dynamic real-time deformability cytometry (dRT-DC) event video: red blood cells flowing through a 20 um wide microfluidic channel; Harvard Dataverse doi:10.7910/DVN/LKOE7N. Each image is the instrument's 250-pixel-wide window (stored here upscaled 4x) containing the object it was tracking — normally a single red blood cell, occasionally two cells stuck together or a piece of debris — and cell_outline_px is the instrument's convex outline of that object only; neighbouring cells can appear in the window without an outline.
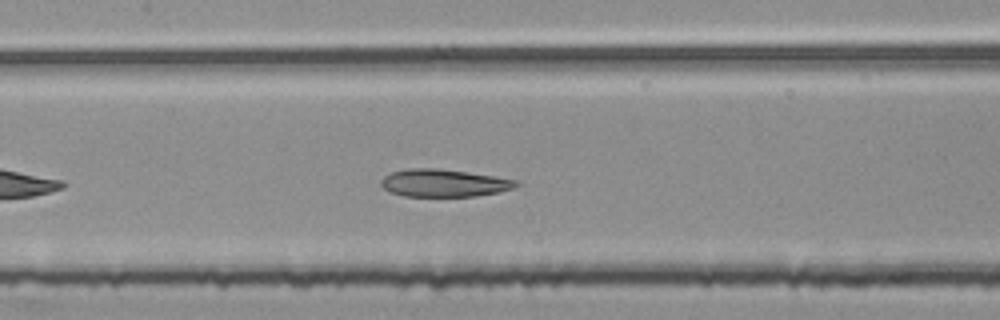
{"species": "common noctule bat (a hibernating species)", "species_latin": "Nyctalus noctula", "temperature_condition": "room temperature", "stored_images_in_passage": 27, "camera_frame_rate_fps": 3000, "um_per_image_px": 0.085, "animal": {"sex": "female", "body_mass_g": 25.1}, "frame": {"image": 1, "passage_image": 10, "time_ms": 3.0, "image_size_px": [1000, 320], "cell_outline_px": [[520, 184], [512, 188], [500, 192], [476, 196], [404, 196], [388, 192], [380, 184], [380, 180], [384, 176], [392, 172], [408, 168], [436, 168], [468, 172], [516, 180]], "centroid_in_image_um": [37.69, 15.56], "position_along_channel_um": 169.7, "area_um2": 21.68}}
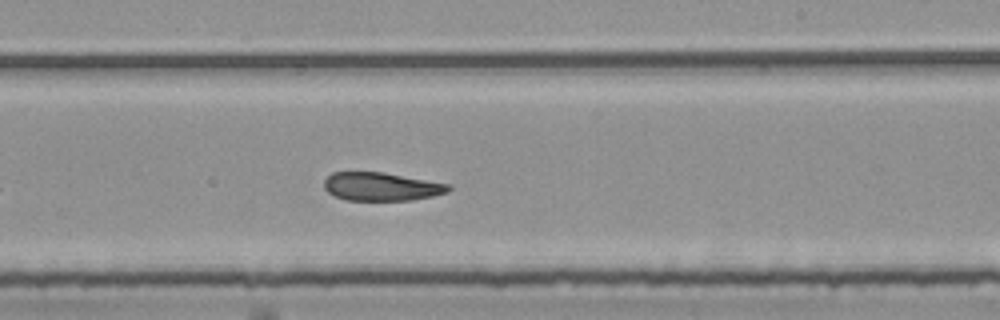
{"frame": {"image": 2, "passage_image": 17, "time_ms": 5.333, "image_size_px": [1000, 320], "cell_outline_px": [[452, 188], [448, 192], [432, 196], [412, 200], [348, 200], [336, 196], [328, 192], [324, 188], [324, 180], [332, 172], [384, 172], [448, 184]], "centroid_in_image_um": [32.41, 15.86], "position_along_channel_um": 256.6, "area_um2": 20.4}}
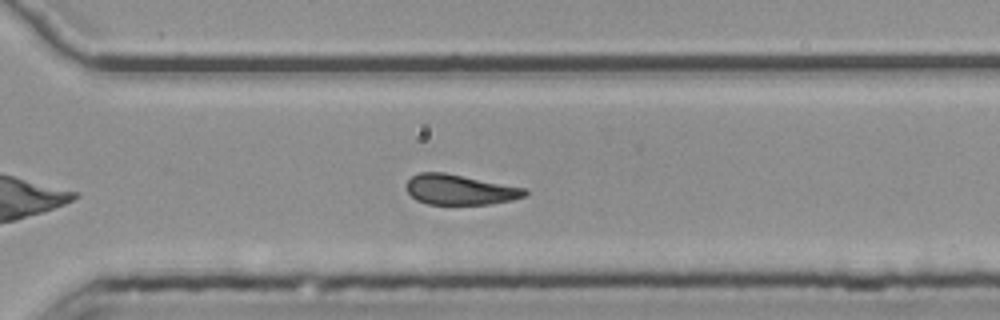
{"frame": {"image": 3, "passage_image": 23, "time_ms": 7.333, "image_size_px": [1000, 320], "cell_outline_px": [[528, 192], [524, 196], [512, 200], [488, 204], [428, 204], [416, 200], [404, 188], [404, 184], [412, 176], [420, 172], [444, 172], [528, 188]], "centroid_in_image_um": [39.08, 16.11], "position_along_channel_um": 331.5, "area_um2": 21.04}, "authors_computed_cell_mechanics": {"area_um2": 21.8484, "velocity_mm_per_s": 3.7536, "shape_relaxation_time_tau1_ms": null, "shape_relaxation_time_tau2_ms": 4.9206, "deformation_change_tau1": null, "deformation_change_tau2": 0.1245}}